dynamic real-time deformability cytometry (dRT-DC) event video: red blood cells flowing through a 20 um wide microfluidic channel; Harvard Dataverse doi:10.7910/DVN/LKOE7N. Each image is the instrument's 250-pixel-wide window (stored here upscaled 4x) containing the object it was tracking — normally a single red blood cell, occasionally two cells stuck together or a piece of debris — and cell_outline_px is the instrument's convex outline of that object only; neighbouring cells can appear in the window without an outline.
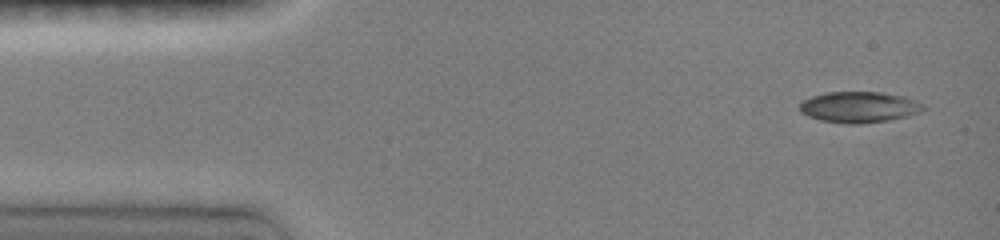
{"species": "common noctule bat (a hibernating species)", "species_latin": "Nyctalus noctula", "temperature_condition": "room temperature", "stored_images_in_passage": 8, "camera_frame_rate_fps": 3000, "um_per_image_px": 0.085, "animal": {"sex": "female", "body_mass_g": 19.0, "forearm_length_mm": 51.5}, "frame": {"image": 1, "passage_image": 1, "time_ms": 0.0, "image_size_px": [1000, 240], "cell_outline_px": [[924, 108], [920, 112], [908, 116], [888, 120], [860, 124], [844, 124], [820, 120], [808, 116], [800, 112], [800, 104], [804, 100], [812, 96], [824, 92], [880, 92], [904, 96], [924, 104]], "centroid_in_image_um": [73.01, 9.11], "position_along_channel_um": 12.0, "area_um2": 22.37}}
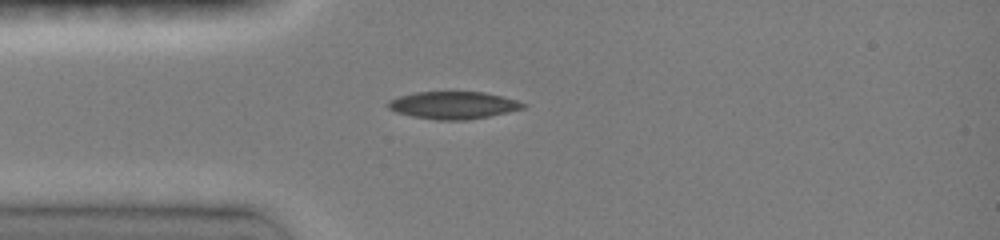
{"frame": {"image": 2, "passage_image": 7, "time_ms": 3.0, "image_size_px": [1000, 240], "cell_outline_px": [[528, 104], [524, 108], [508, 112], [468, 120], [436, 120], [412, 116], [396, 112], [388, 108], [384, 104], [388, 100], [400, 96], [416, 92], [484, 92], [516, 100]], "centroid_in_image_um": [38.5, 8.94], "position_along_channel_um": 46.5, "area_um2": 21.56}}